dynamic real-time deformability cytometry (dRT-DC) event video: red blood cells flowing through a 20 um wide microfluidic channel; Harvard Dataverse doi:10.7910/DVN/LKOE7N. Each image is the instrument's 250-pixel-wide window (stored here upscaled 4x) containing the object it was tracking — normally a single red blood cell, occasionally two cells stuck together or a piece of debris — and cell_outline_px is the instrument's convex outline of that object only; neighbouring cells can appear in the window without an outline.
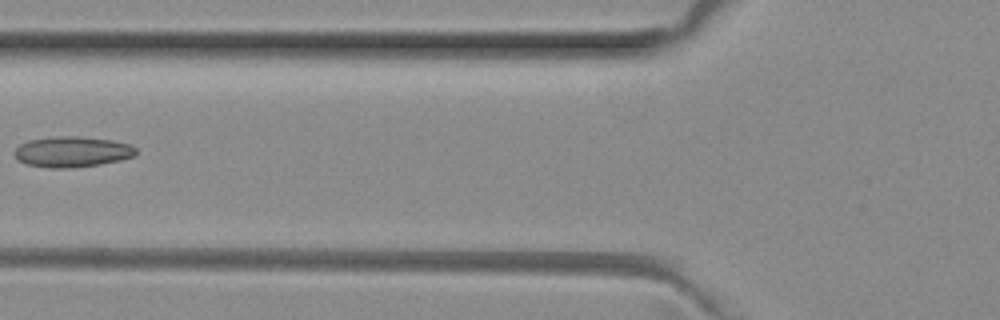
{"species": "common noctule bat (a hibernating species)", "species_latin": "Nyctalus noctula", "temperature_condition": "room temperature", "stored_images_in_passage": 6, "camera_frame_rate_fps": 3000, "um_per_image_px": 0.085, "animal": {"sex": "female", "body_mass_g": 29.2, "forearm_length_mm": 56.3}, "frame": {"image": 1, "passage_image": 6, "time_ms": 1.667, "image_size_px": [1000, 320], "cell_outline_px": [[136, 156], [120, 160], [100, 164], [68, 168], [48, 168], [28, 164], [20, 160], [12, 152], [20, 144], [28, 140], [56, 136], [80, 136], [112, 140], [128, 144], [136, 148]], "centroid_in_image_um": [6.14, 12.89], "position_along_channel_um": 119.7, "area_um2": 21.68}}